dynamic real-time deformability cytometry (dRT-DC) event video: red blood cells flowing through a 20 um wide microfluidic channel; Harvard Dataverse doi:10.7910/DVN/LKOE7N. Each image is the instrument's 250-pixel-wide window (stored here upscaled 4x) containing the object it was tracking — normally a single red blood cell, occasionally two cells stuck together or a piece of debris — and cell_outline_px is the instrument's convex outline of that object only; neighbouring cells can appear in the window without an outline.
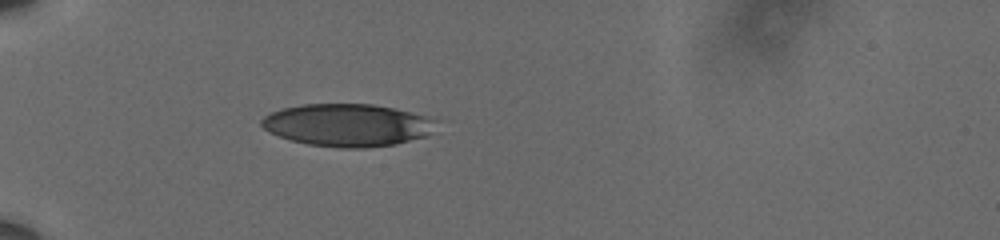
{"species": "human", "species_latin": "Homo sapiens", "temperature_condition": "cold", "stored_images_in_passage": 7, "camera_frame_rate_fps": 3000, "um_per_image_px": 0.085, "donor": {"sex": "male"}, "frame": {"image": 1, "passage_image": 3, "time_ms": 0.667, "image_size_px": [1000, 240], "cell_outline_px": [[432, 120], [428, 136], [396, 144], [364, 148], [340, 148], [308, 144], [292, 140], [268, 132], [260, 124], [260, 120], [264, 116], [272, 112], [284, 108], [304, 104], [372, 104], [396, 108], [424, 116]], "centroid_in_image_um": [29.47, 10.63], "position_along_channel_um": 55.5, "area_um2": 42.83}}
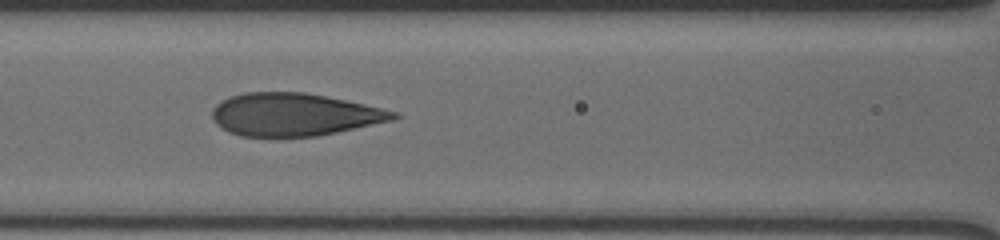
{"frame": {"image": 2, "passage_image": 6, "time_ms": 1.667, "image_size_px": [1000, 240], "cell_outline_px": [[400, 116], [392, 120], [336, 132], [316, 136], [240, 136], [228, 132], [216, 124], [212, 120], [212, 108], [220, 100], [228, 96], [244, 92], [304, 92], [364, 104], [396, 112]], "centroid_in_image_um": [24.92, 9.73], "position_along_channel_um": 141.7, "area_um2": 44.91}}
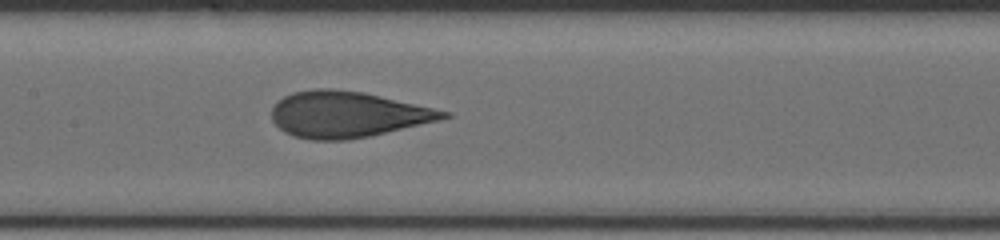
{"frame": {"image": 3, "passage_image": 7, "time_ms": 2.0, "image_size_px": [1000, 240], "cell_outline_px": [[452, 116], [436, 120], [368, 136], [348, 140], [312, 140], [292, 136], [284, 132], [272, 120], [272, 108], [276, 100], [292, 92], [316, 88], [332, 88], [364, 92], [432, 108], [448, 112]], "centroid_in_image_um": [29.42, 9.71], "position_along_channel_um": 178.0, "area_um2": 45.66}}